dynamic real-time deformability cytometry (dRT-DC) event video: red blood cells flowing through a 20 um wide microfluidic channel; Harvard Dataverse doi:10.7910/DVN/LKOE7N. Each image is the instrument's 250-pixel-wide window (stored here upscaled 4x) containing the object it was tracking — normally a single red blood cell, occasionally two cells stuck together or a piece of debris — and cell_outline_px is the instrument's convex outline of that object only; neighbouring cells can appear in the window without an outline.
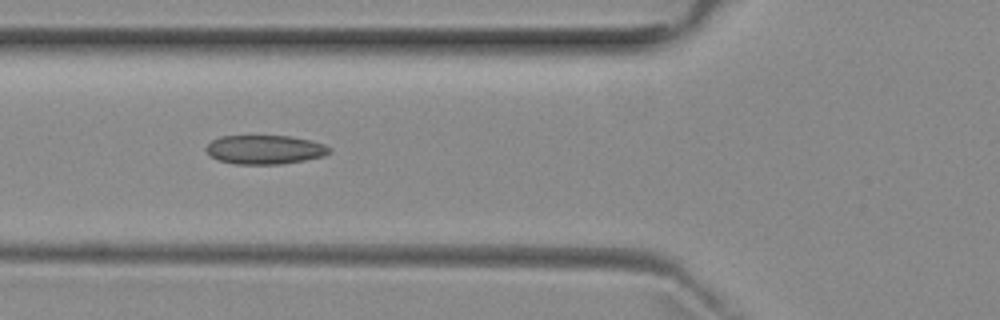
{"species": "common noctule bat (a hibernating species)", "species_latin": "Nyctalus noctula", "temperature_condition": "room temperature", "stored_images_in_passage": 8, "camera_frame_rate_fps": 3000, "um_per_image_px": 0.085, "animal": {"sex": "female", "body_mass_g": 29.2, "forearm_length_mm": 56.3}, "frame": {"image": 1, "passage_image": 6, "time_ms": 5.667, "image_size_px": [1000, 320], "cell_outline_px": [[332, 152], [324, 156], [304, 160], [280, 164], [236, 164], [220, 160], [212, 156], [204, 148], [212, 140], [220, 136], [288, 136], [312, 140], [324, 144], [332, 148]], "centroid_in_image_um": [22.56, 12.71], "position_along_channel_um": 103.2, "area_um2": 20.81}}
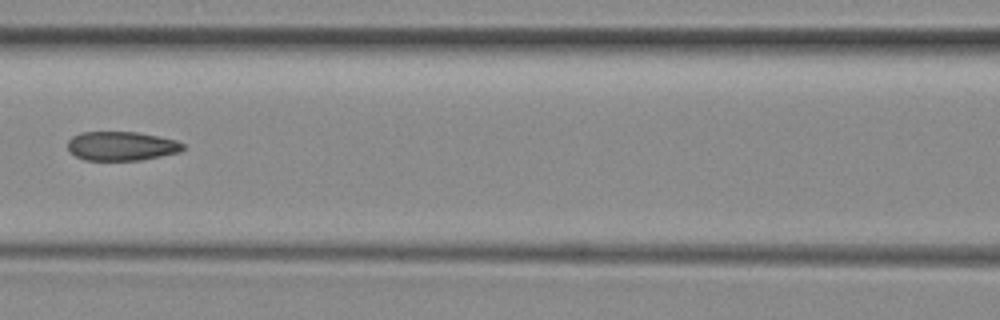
{"frame": {"image": 2, "passage_image": 7, "time_ms": 7.0, "image_size_px": [1000, 320], "cell_outline_px": [[184, 148], [180, 152], [140, 160], [84, 160], [76, 156], [68, 148], [68, 140], [72, 136], [80, 132], [136, 132], [176, 140], [184, 144]], "centroid_in_image_um": [10.31, 12.41], "position_along_channel_um": 156.3, "area_um2": 19.42}}
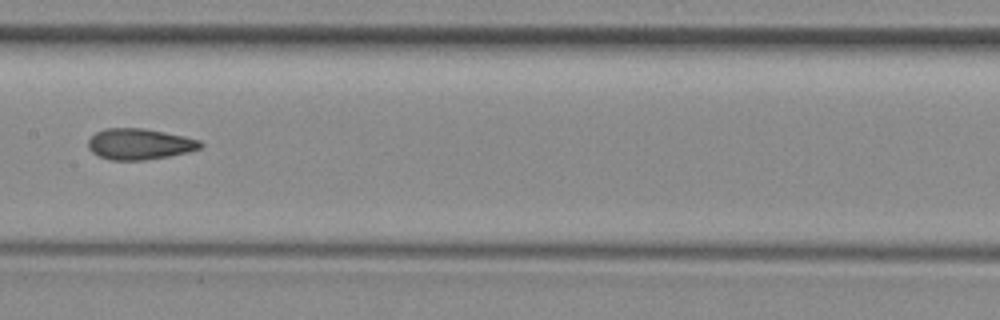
{"frame": {"image": 3, "passage_image": 8, "time_ms": 8.0, "image_size_px": [1000, 320], "cell_outline_px": [[204, 144], [200, 148], [188, 152], [168, 156], [144, 160], [112, 160], [100, 156], [92, 152], [88, 148], [88, 140], [96, 132], [104, 128], [144, 128], [184, 136], [200, 140]], "centroid_in_image_um": [11.86, 12.24], "position_along_channel_um": 195.5, "area_um2": 20.23}}